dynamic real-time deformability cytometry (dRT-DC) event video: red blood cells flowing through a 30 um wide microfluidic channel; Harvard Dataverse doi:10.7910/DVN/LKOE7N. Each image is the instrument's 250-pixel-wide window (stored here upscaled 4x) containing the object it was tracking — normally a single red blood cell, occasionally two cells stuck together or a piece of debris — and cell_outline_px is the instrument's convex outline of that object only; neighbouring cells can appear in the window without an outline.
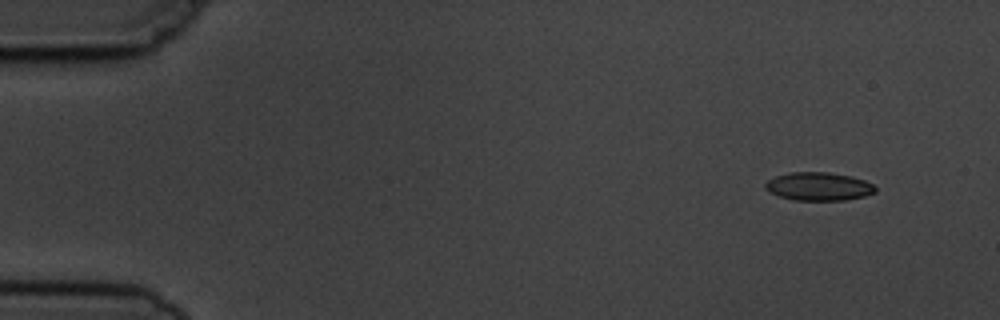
{"species": "common noctule bat (a hibernating species)", "species_latin": "Nyctalus noctula", "temperature_condition": "cold", "stored_images_in_passage": 4, "camera_frame_rate_fps": 3000, "um_per_image_px": 0.085, "animal": {"sex": "male", "body_mass_g": 19.5, "forearm_length_mm": 54.6}, "frame": {"image": 1, "passage_image": 1, "time_ms": 0.0, "image_size_px": [1000, 320], "cell_outline_px": [[876, 192], [864, 196], [844, 200], [792, 200], [776, 196], [768, 192], [764, 188], [764, 184], [768, 180], [776, 176], [792, 172], [828, 172], [852, 176], [864, 180], [872, 184], [876, 188]], "centroid_in_image_um": [69.55, 15.85], "position_along_channel_um": 15.5, "area_um2": 18.26}}
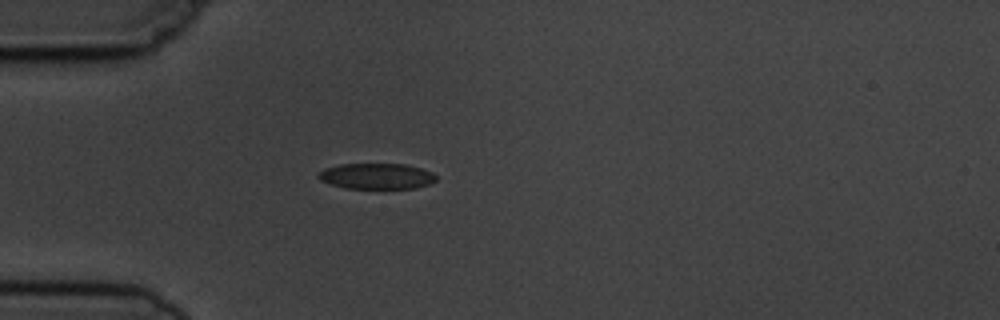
{"frame": {"image": 2, "passage_image": 4, "time_ms": 3.667, "image_size_px": [1000, 320], "cell_outline_px": [[436, 180], [428, 184], [416, 188], [344, 188], [320, 180], [316, 176], [324, 168], [340, 164], [404, 164], [420, 168], [432, 172], [436, 176]], "centroid_in_image_um": [31.99, 14.97], "position_along_channel_um": 53.0, "area_um2": 17.57}}